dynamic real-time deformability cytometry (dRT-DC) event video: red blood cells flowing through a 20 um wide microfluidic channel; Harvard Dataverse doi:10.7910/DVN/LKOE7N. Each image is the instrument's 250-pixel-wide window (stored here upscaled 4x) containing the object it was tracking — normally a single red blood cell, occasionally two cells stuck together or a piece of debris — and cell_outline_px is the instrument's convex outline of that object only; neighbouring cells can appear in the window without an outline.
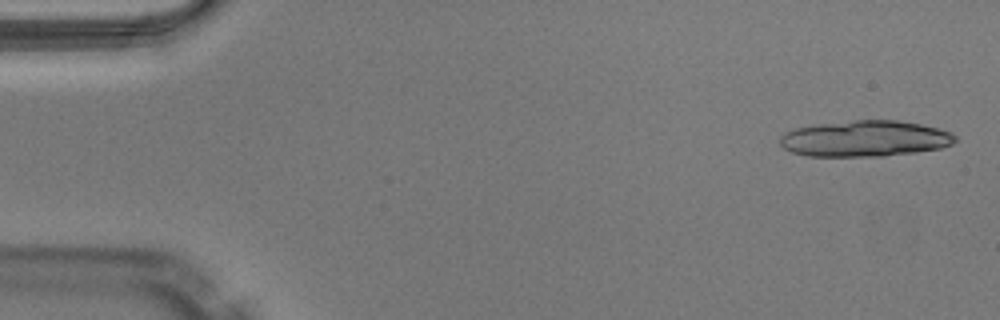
{"species": "Egyptian fruit bat (a non-hibernating species)", "species_latin": "Rousettus aegyptiacus", "temperature_condition": "warm", "stored_images_in_passage": 11, "camera_frame_rate_fps": 3000, "um_per_image_px": 0.085, "animal": {"sex": "male"}, "frame": {"image": 1, "passage_image": 2, "time_ms": 0.333, "image_size_px": [1000, 320], "cell_outline_px": [[956, 140], [952, 144], [940, 148], [916, 152], [884, 156], [808, 156], [792, 152], [784, 148], [780, 144], [780, 136], [784, 132], [792, 128], [820, 124], [856, 120], [900, 120], [940, 128], [952, 132], [956, 136]], "centroid_in_image_um": [73.53, 11.78], "position_along_channel_um": 11.5, "area_um2": 36.99}}